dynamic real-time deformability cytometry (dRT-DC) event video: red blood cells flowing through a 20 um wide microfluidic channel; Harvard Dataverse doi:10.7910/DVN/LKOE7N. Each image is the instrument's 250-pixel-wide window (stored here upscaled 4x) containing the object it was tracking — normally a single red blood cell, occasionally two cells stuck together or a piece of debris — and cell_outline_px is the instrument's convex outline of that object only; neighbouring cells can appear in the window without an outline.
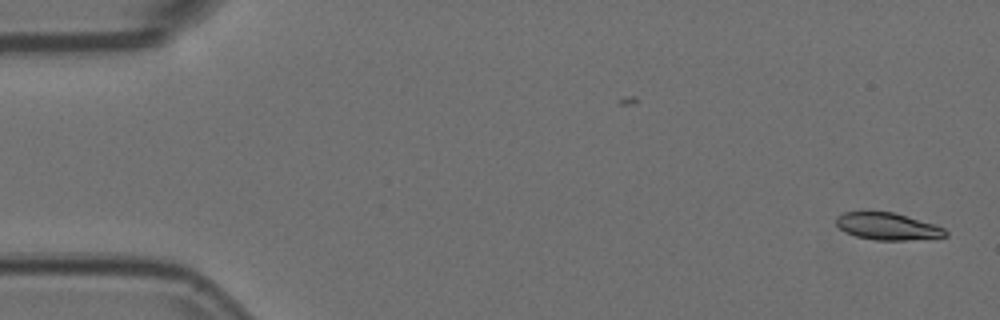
{"species": "Egyptian fruit bat (a non-hibernating species)", "species_latin": "Rousettus aegyptiacus", "temperature_condition": "room temperature", "stored_images_in_passage": 54, "camera_frame_rate_fps": 3000, "um_per_image_px": 0.085, "animal": {"sex": "female"}, "frame": {"image": 1, "passage_image": 1, "time_ms": 0.0, "image_size_px": [1000, 320], "cell_outline_px": [[948, 236], [908, 240], [876, 240], [856, 236], [844, 232], [836, 224], [836, 216], [844, 212], [892, 212], [936, 224], [944, 228], [948, 232]], "centroid_in_image_um": [75.45, 19.24], "position_along_channel_um": 9.5, "area_um2": 17.22}}
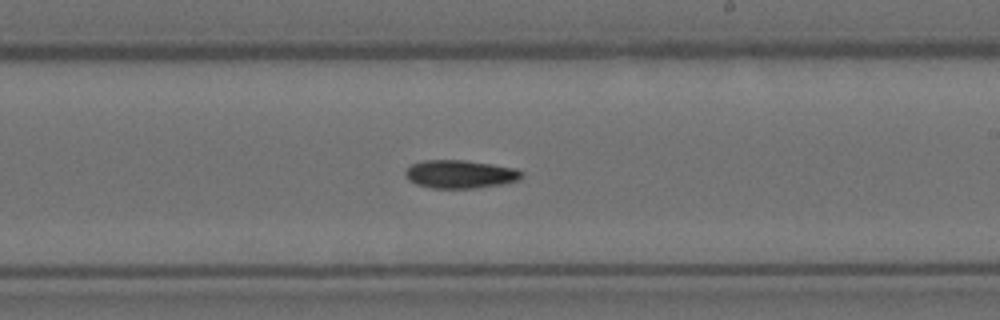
{"frame": {"image": 2, "passage_image": 31, "time_ms": 10.0, "image_size_px": [1000, 320], "cell_outline_px": [[524, 176], [516, 180], [500, 184], [476, 188], [432, 188], [416, 184], [408, 180], [404, 176], [404, 172], [412, 164], [424, 160], [464, 160], [492, 164], [516, 168], [524, 172]], "centroid_in_image_um": [39.1, 14.8], "position_along_channel_um": 249.9, "area_um2": 19.13}}
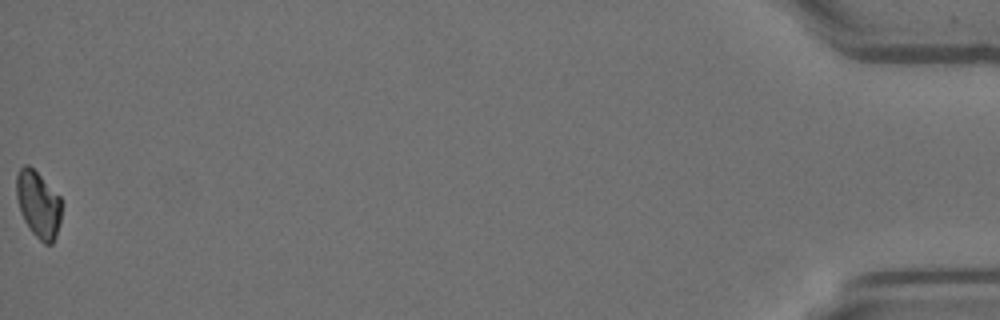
{"frame": {"image": 3, "passage_image": 54, "time_ms": 17.667, "image_size_px": [1000, 320], "cell_outline_px": [[60, 220], [56, 236], [52, 244], [44, 244], [28, 228], [20, 212], [16, 196], [16, 176], [20, 168], [24, 164], [28, 164], [60, 196]], "centroid_in_image_um": [3.23, 17.37], "position_along_channel_um": 432.0, "area_um2": 17.4}, "authors_computed_cell_mechanics": {"area_um2": 18.496, "velocity_mm_per_s": 3.7172, "shape_relaxation_time_tau1_ms": 8.977, "shape_relaxation_time_tau2_ms": null, "deformation_change_tau1": 0.1766, "deformation_change_tau2": null}}